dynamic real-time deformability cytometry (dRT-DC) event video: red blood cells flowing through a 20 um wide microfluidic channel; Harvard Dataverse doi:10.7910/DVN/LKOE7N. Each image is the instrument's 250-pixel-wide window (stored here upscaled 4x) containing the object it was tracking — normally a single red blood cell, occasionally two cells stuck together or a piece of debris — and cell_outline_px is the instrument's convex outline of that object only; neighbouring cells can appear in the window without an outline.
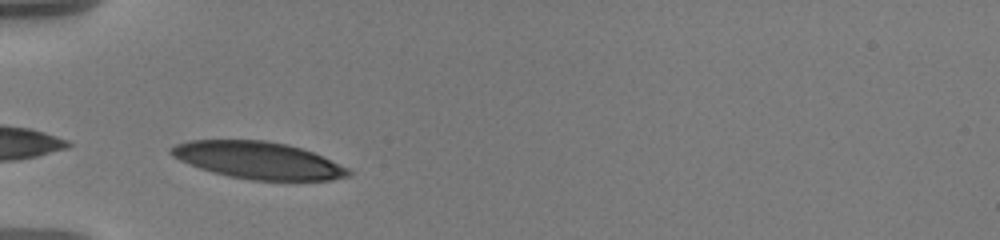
{"species": "human", "species_latin": "Homo sapiens", "temperature_condition": "warm", "stored_images_in_passage": 34, "camera_frame_rate_fps": 3000, "um_per_image_px": 0.085, "donor": {"sex": "male"}, "frame": {"image": 1, "passage_image": 1, "time_ms": 0.0, "image_size_px": [1000, 240], "cell_outline_px": [[352, 176], [332, 180], [252, 180], [232, 176], [200, 168], [180, 160], [172, 156], [168, 152], [168, 148], [176, 144], [188, 140], [264, 140], [288, 144], [312, 152], [348, 168], [352, 172]], "centroid_in_image_um": [21.95, 13.62], "position_along_channel_um": 63.1, "area_um2": 38.09}}
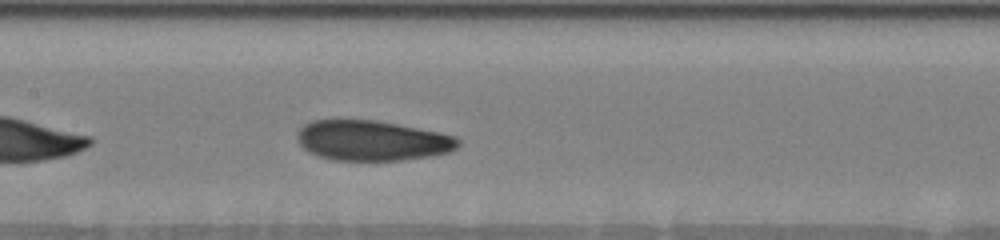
{"frame": {"image": 2, "passage_image": 11, "time_ms": 3.333, "image_size_px": [1000, 240], "cell_outline_px": [[460, 144], [456, 148], [448, 152], [428, 156], [396, 160], [332, 160], [308, 152], [296, 140], [296, 136], [300, 128], [304, 124], [312, 120], [376, 120], [456, 136], [460, 140]], "centroid_in_image_um": [31.58, 11.94], "position_along_channel_um": 175.8, "area_um2": 37.4}}
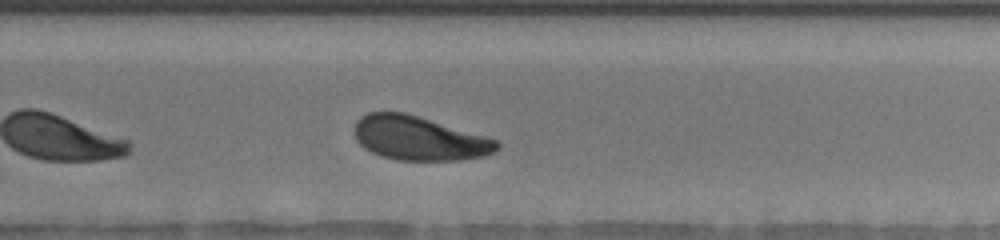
{"frame": {"image": 3, "passage_image": 21, "time_ms": 6.667, "image_size_px": [1000, 240], "cell_outline_px": [[500, 148], [484, 156], [460, 160], [400, 160], [380, 156], [364, 148], [356, 140], [352, 128], [356, 120], [360, 116], [368, 112], [404, 112], [420, 116], [500, 140]], "centroid_in_image_um": [35.61, 11.74], "position_along_channel_um": 294.2, "area_um2": 37.05}, "authors_computed_cell_mechanics": {"area_um2": 37.8301, "velocity_mm_per_s": 3.572, "shape_relaxation_time_tau1_ms": 3.9495, "shape_relaxation_time_tau2_ms": 3.4206, "deformation_change_tau1": 0.1502, "deformation_change_tau2": 0.0789}}